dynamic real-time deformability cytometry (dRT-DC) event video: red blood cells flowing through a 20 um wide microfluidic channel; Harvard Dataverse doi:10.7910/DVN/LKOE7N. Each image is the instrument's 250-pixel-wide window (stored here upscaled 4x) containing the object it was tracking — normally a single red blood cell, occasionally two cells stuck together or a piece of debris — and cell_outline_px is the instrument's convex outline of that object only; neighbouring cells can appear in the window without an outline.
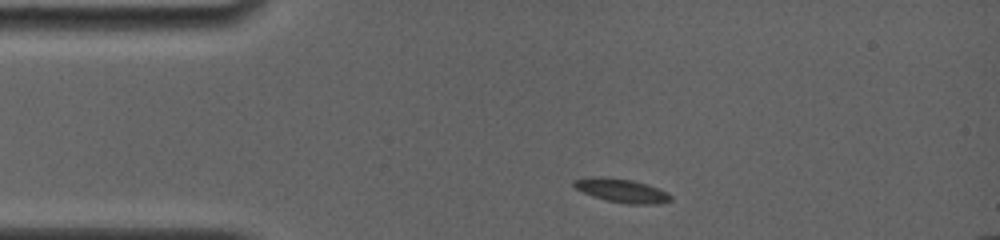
{"species": "common noctule bat (a hibernating species)", "species_latin": "Nyctalus noctula", "temperature_condition": "room temperature", "stored_images_in_passage": 6, "camera_frame_rate_fps": 4000, "um_per_image_px": 0.085, "animal": {"sex": "female", "body_mass_g": 19.0, "forearm_length_mm": 56.7}, "frame": {"image": 1, "passage_image": 2, "time_ms": 1.0, "image_size_px": [1000, 240], "cell_outline_px": [[672, 200], [656, 204], [628, 204], [608, 200], [592, 196], [576, 188], [572, 184], [572, 180], [600, 176], [604, 176], [632, 180], [648, 184], [668, 192], [672, 196]], "centroid_in_image_um": [52.87, 16.19], "position_along_channel_um": 32.1, "area_um2": 13.35}}
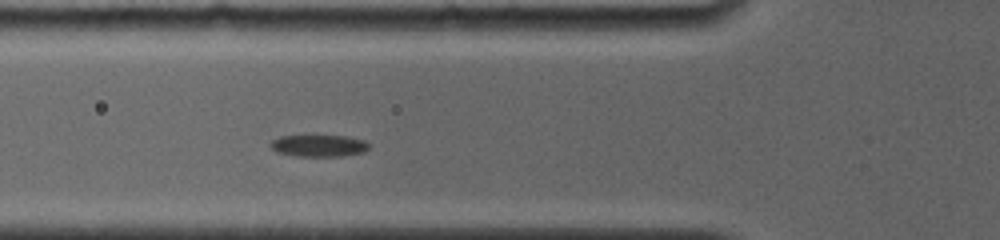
{"frame": {"image": 2, "passage_image": 5, "time_ms": 3.75, "image_size_px": [1000, 240], "cell_outline_px": [[368, 148], [364, 152], [340, 156], [296, 156], [276, 152], [268, 144], [272, 140], [280, 136], [344, 136], [364, 140], [368, 144]], "centroid_in_image_um": [27.06, 12.39], "position_along_channel_um": 98.7, "area_um2": 12.43}}
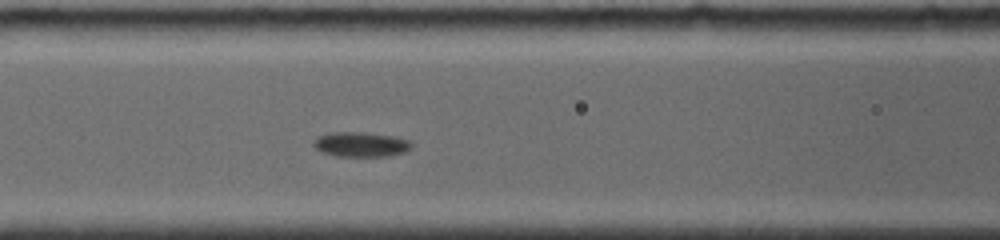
{"frame": {"image": 3, "passage_image": 6, "time_ms": 4.75, "image_size_px": [1000, 240], "cell_outline_px": [[412, 148], [404, 152], [392, 156], [336, 156], [324, 152], [316, 148], [312, 144], [312, 140], [316, 136], [332, 132], [364, 132], [396, 136], [408, 140], [412, 144]], "centroid_in_image_um": [30.67, 12.26], "position_along_channel_um": 135.9, "area_um2": 14.33}}